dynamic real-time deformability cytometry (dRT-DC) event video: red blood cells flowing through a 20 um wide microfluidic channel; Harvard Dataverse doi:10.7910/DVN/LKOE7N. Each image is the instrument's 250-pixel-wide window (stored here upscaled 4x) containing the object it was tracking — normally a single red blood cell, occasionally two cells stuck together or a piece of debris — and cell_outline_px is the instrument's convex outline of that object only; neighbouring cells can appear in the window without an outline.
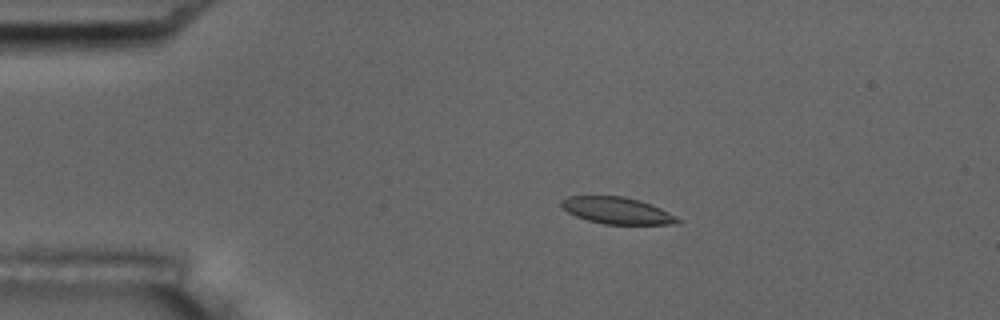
{"species": "common noctule bat (a hibernating species)", "species_latin": "Nyctalus noctula", "temperature_condition": "room temperature", "stored_images_in_passage": 10, "camera_frame_rate_fps": 3000, "um_per_image_px": 0.085, "animal": {"sex": "male", "body_mass_g": 17.5, "forearm_length_mm": 52.3}, "frame": {"image": 1, "passage_image": 4, "time_ms": 3.333, "image_size_px": [1000, 320], "cell_outline_px": [[684, 220], [680, 224], [604, 224], [588, 220], [576, 216], [560, 208], [560, 200], [568, 196], [624, 196], [640, 200], [660, 208]], "centroid_in_image_um": [52.45, 17.9], "position_along_channel_um": 32.5, "area_um2": 18.26}}
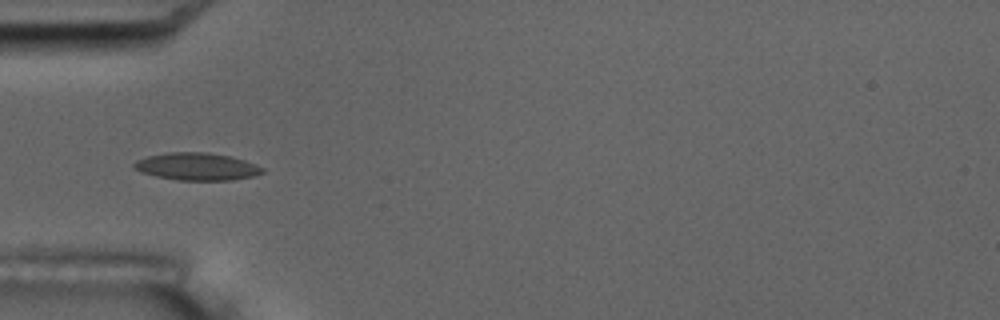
{"frame": {"image": 2, "passage_image": 6, "time_ms": 5.667, "image_size_px": [1000, 320], "cell_outline_px": [[264, 172], [252, 176], [232, 180], [176, 180], [156, 176], [140, 172], [132, 164], [136, 160], [148, 156], [168, 152], [208, 152], [232, 156], [256, 164], [264, 168]], "centroid_in_image_um": [16.74, 14.15], "position_along_channel_um": 68.3, "area_um2": 20.58}}
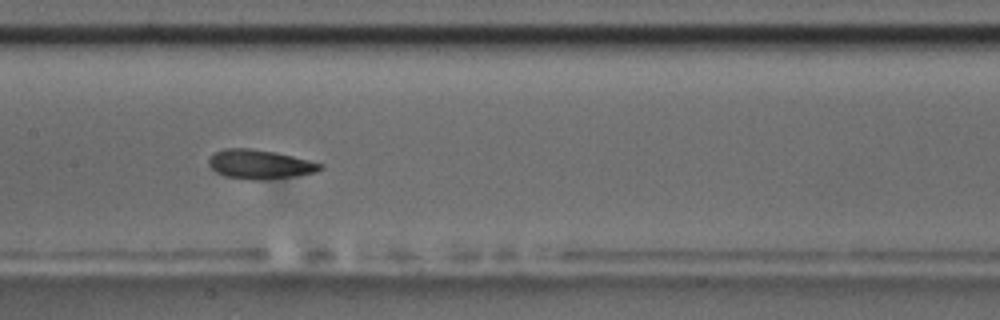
{"frame": {"image": 3, "passage_image": 9, "time_ms": 9.0, "image_size_px": [1000, 320], "cell_outline_px": [[324, 168], [316, 172], [296, 176], [260, 180], [248, 180], [224, 176], [216, 172], [208, 164], [208, 160], [216, 152], [224, 148], [248, 148], [276, 152], [324, 164]], "centroid_in_image_um": [22.1, 13.97], "position_along_channel_um": 185.3, "area_um2": 19.02}}